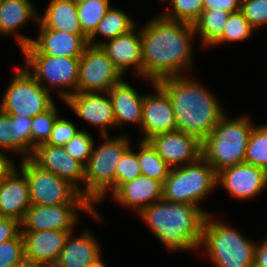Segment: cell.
<instances>
[{
  "mask_svg": "<svg viewBox=\"0 0 267 267\" xmlns=\"http://www.w3.org/2000/svg\"><path fill=\"white\" fill-rule=\"evenodd\" d=\"M140 34L142 76L152 84L165 77L181 76L182 68L191 63L193 24L159 16L150 20Z\"/></svg>",
  "mask_w": 267,
  "mask_h": 267,
  "instance_id": "obj_1",
  "label": "cell"
},
{
  "mask_svg": "<svg viewBox=\"0 0 267 267\" xmlns=\"http://www.w3.org/2000/svg\"><path fill=\"white\" fill-rule=\"evenodd\" d=\"M156 83L170 98L177 130L193 135L201 142L224 116L213 94L182 75L165 77Z\"/></svg>",
  "mask_w": 267,
  "mask_h": 267,
  "instance_id": "obj_2",
  "label": "cell"
},
{
  "mask_svg": "<svg viewBox=\"0 0 267 267\" xmlns=\"http://www.w3.org/2000/svg\"><path fill=\"white\" fill-rule=\"evenodd\" d=\"M152 232L171 250L199 248L207 213L199 206L164 199L139 212Z\"/></svg>",
  "mask_w": 267,
  "mask_h": 267,
  "instance_id": "obj_3",
  "label": "cell"
},
{
  "mask_svg": "<svg viewBox=\"0 0 267 267\" xmlns=\"http://www.w3.org/2000/svg\"><path fill=\"white\" fill-rule=\"evenodd\" d=\"M247 116L228 120L225 115L202 141V157L218 173L220 170L244 163L252 126Z\"/></svg>",
  "mask_w": 267,
  "mask_h": 267,
  "instance_id": "obj_4",
  "label": "cell"
},
{
  "mask_svg": "<svg viewBox=\"0 0 267 267\" xmlns=\"http://www.w3.org/2000/svg\"><path fill=\"white\" fill-rule=\"evenodd\" d=\"M210 219V215H207L200 246L202 243L206 246L211 260L218 267H251L256 244L235 229Z\"/></svg>",
  "mask_w": 267,
  "mask_h": 267,
  "instance_id": "obj_5",
  "label": "cell"
},
{
  "mask_svg": "<svg viewBox=\"0 0 267 267\" xmlns=\"http://www.w3.org/2000/svg\"><path fill=\"white\" fill-rule=\"evenodd\" d=\"M105 142L93 152L84 170V182L86 187L80 191L91 204L103 198L109 188L112 192L116 189V169L124 152L130 147L128 139L121 136L108 139L103 136Z\"/></svg>",
  "mask_w": 267,
  "mask_h": 267,
  "instance_id": "obj_6",
  "label": "cell"
},
{
  "mask_svg": "<svg viewBox=\"0 0 267 267\" xmlns=\"http://www.w3.org/2000/svg\"><path fill=\"white\" fill-rule=\"evenodd\" d=\"M217 184V172L201 157L184 167L172 168L163 182L162 199L197 205Z\"/></svg>",
  "mask_w": 267,
  "mask_h": 267,
  "instance_id": "obj_7",
  "label": "cell"
},
{
  "mask_svg": "<svg viewBox=\"0 0 267 267\" xmlns=\"http://www.w3.org/2000/svg\"><path fill=\"white\" fill-rule=\"evenodd\" d=\"M20 167L27 178L31 204L90 203L74 185L42 169L31 158L22 159Z\"/></svg>",
  "mask_w": 267,
  "mask_h": 267,
  "instance_id": "obj_8",
  "label": "cell"
},
{
  "mask_svg": "<svg viewBox=\"0 0 267 267\" xmlns=\"http://www.w3.org/2000/svg\"><path fill=\"white\" fill-rule=\"evenodd\" d=\"M48 91L25 68H17L16 75L4 94L0 110L6 114L33 118L54 105Z\"/></svg>",
  "mask_w": 267,
  "mask_h": 267,
  "instance_id": "obj_9",
  "label": "cell"
},
{
  "mask_svg": "<svg viewBox=\"0 0 267 267\" xmlns=\"http://www.w3.org/2000/svg\"><path fill=\"white\" fill-rule=\"evenodd\" d=\"M122 74L101 46L88 44L79 59L77 92H108Z\"/></svg>",
  "mask_w": 267,
  "mask_h": 267,
  "instance_id": "obj_10",
  "label": "cell"
},
{
  "mask_svg": "<svg viewBox=\"0 0 267 267\" xmlns=\"http://www.w3.org/2000/svg\"><path fill=\"white\" fill-rule=\"evenodd\" d=\"M83 209L100 219L91 203H64L59 205H34L25 212L20 222L21 232H38L43 230H72L77 220L75 209Z\"/></svg>",
  "mask_w": 267,
  "mask_h": 267,
  "instance_id": "obj_11",
  "label": "cell"
},
{
  "mask_svg": "<svg viewBox=\"0 0 267 267\" xmlns=\"http://www.w3.org/2000/svg\"><path fill=\"white\" fill-rule=\"evenodd\" d=\"M24 54H47L57 57H81L88 45L85 34H72L66 31L40 29L37 40L17 35Z\"/></svg>",
  "mask_w": 267,
  "mask_h": 267,
  "instance_id": "obj_12",
  "label": "cell"
},
{
  "mask_svg": "<svg viewBox=\"0 0 267 267\" xmlns=\"http://www.w3.org/2000/svg\"><path fill=\"white\" fill-rule=\"evenodd\" d=\"M24 67L41 85L48 82L51 86L74 87L77 92V80L80 57H57L47 54H24ZM33 68V73L29 70ZM29 68V69H28Z\"/></svg>",
  "mask_w": 267,
  "mask_h": 267,
  "instance_id": "obj_13",
  "label": "cell"
},
{
  "mask_svg": "<svg viewBox=\"0 0 267 267\" xmlns=\"http://www.w3.org/2000/svg\"><path fill=\"white\" fill-rule=\"evenodd\" d=\"M157 154L172 168L194 163L202 157V142L180 130L159 133L147 140Z\"/></svg>",
  "mask_w": 267,
  "mask_h": 267,
  "instance_id": "obj_14",
  "label": "cell"
},
{
  "mask_svg": "<svg viewBox=\"0 0 267 267\" xmlns=\"http://www.w3.org/2000/svg\"><path fill=\"white\" fill-rule=\"evenodd\" d=\"M105 94L106 97L99 92H59L78 117L101 127L102 136L108 135L107 126L116 125L111 98L108 92Z\"/></svg>",
  "mask_w": 267,
  "mask_h": 267,
  "instance_id": "obj_15",
  "label": "cell"
},
{
  "mask_svg": "<svg viewBox=\"0 0 267 267\" xmlns=\"http://www.w3.org/2000/svg\"><path fill=\"white\" fill-rule=\"evenodd\" d=\"M72 230H43L21 232L27 263L40 267H54Z\"/></svg>",
  "mask_w": 267,
  "mask_h": 267,
  "instance_id": "obj_16",
  "label": "cell"
},
{
  "mask_svg": "<svg viewBox=\"0 0 267 267\" xmlns=\"http://www.w3.org/2000/svg\"><path fill=\"white\" fill-rule=\"evenodd\" d=\"M155 95L144 96L142 107L141 127L145 134L143 141L152 136L177 130L175 113L167 93L157 84L153 83Z\"/></svg>",
  "mask_w": 267,
  "mask_h": 267,
  "instance_id": "obj_17",
  "label": "cell"
},
{
  "mask_svg": "<svg viewBox=\"0 0 267 267\" xmlns=\"http://www.w3.org/2000/svg\"><path fill=\"white\" fill-rule=\"evenodd\" d=\"M218 183L223 184L234 197L248 199L267 186V172L250 164H236L217 173Z\"/></svg>",
  "mask_w": 267,
  "mask_h": 267,
  "instance_id": "obj_18",
  "label": "cell"
},
{
  "mask_svg": "<svg viewBox=\"0 0 267 267\" xmlns=\"http://www.w3.org/2000/svg\"><path fill=\"white\" fill-rule=\"evenodd\" d=\"M31 159L42 169L55 173L80 191L77 181H84L85 167L71 157L63 146L41 144L35 149Z\"/></svg>",
  "mask_w": 267,
  "mask_h": 267,
  "instance_id": "obj_19",
  "label": "cell"
},
{
  "mask_svg": "<svg viewBox=\"0 0 267 267\" xmlns=\"http://www.w3.org/2000/svg\"><path fill=\"white\" fill-rule=\"evenodd\" d=\"M17 172L14 168L0 183V217L21 222L31 201L27 178Z\"/></svg>",
  "mask_w": 267,
  "mask_h": 267,
  "instance_id": "obj_20",
  "label": "cell"
},
{
  "mask_svg": "<svg viewBox=\"0 0 267 267\" xmlns=\"http://www.w3.org/2000/svg\"><path fill=\"white\" fill-rule=\"evenodd\" d=\"M134 31L135 28L108 42L94 43V46L102 47L122 75L131 65L137 66V72L142 75L141 34L136 35Z\"/></svg>",
  "mask_w": 267,
  "mask_h": 267,
  "instance_id": "obj_21",
  "label": "cell"
},
{
  "mask_svg": "<svg viewBox=\"0 0 267 267\" xmlns=\"http://www.w3.org/2000/svg\"><path fill=\"white\" fill-rule=\"evenodd\" d=\"M163 184L155 179L139 176L133 181L120 184L114 191V198L126 206L142 209L162 199Z\"/></svg>",
  "mask_w": 267,
  "mask_h": 267,
  "instance_id": "obj_22",
  "label": "cell"
},
{
  "mask_svg": "<svg viewBox=\"0 0 267 267\" xmlns=\"http://www.w3.org/2000/svg\"><path fill=\"white\" fill-rule=\"evenodd\" d=\"M69 232L54 267H95L101 262L98 243L89 232L72 239ZM71 237V239H70Z\"/></svg>",
  "mask_w": 267,
  "mask_h": 267,
  "instance_id": "obj_23",
  "label": "cell"
},
{
  "mask_svg": "<svg viewBox=\"0 0 267 267\" xmlns=\"http://www.w3.org/2000/svg\"><path fill=\"white\" fill-rule=\"evenodd\" d=\"M108 94L112 101L116 125L122 122H135L141 126L144 96H139L124 81L115 84Z\"/></svg>",
  "mask_w": 267,
  "mask_h": 267,
  "instance_id": "obj_24",
  "label": "cell"
},
{
  "mask_svg": "<svg viewBox=\"0 0 267 267\" xmlns=\"http://www.w3.org/2000/svg\"><path fill=\"white\" fill-rule=\"evenodd\" d=\"M40 29L84 34L77 15V5L70 0H51L43 17H39Z\"/></svg>",
  "mask_w": 267,
  "mask_h": 267,
  "instance_id": "obj_25",
  "label": "cell"
},
{
  "mask_svg": "<svg viewBox=\"0 0 267 267\" xmlns=\"http://www.w3.org/2000/svg\"><path fill=\"white\" fill-rule=\"evenodd\" d=\"M30 17L39 21L30 0H3L0 6V33L7 35L15 31L17 27L25 25Z\"/></svg>",
  "mask_w": 267,
  "mask_h": 267,
  "instance_id": "obj_26",
  "label": "cell"
},
{
  "mask_svg": "<svg viewBox=\"0 0 267 267\" xmlns=\"http://www.w3.org/2000/svg\"><path fill=\"white\" fill-rule=\"evenodd\" d=\"M229 12L220 9H205L193 23L194 32H199L204 45L212 46L222 35Z\"/></svg>",
  "mask_w": 267,
  "mask_h": 267,
  "instance_id": "obj_27",
  "label": "cell"
},
{
  "mask_svg": "<svg viewBox=\"0 0 267 267\" xmlns=\"http://www.w3.org/2000/svg\"><path fill=\"white\" fill-rule=\"evenodd\" d=\"M135 27L134 22L123 11L110 8L99 22L95 31L88 37V44L94 46V36L100 34L110 40L124 34Z\"/></svg>",
  "mask_w": 267,
  "mask_h": 267,
  "instance_id": "obj_28",
  "label": "cell"
},
{
  "mask_svg": "<svg viewBox=\"0 0 267 267\" xmlns=\"http://www.w3.org/2000/svg\"><path fill=\"white\" fill-rule=\"evenodd\" d=\"M140 152L137 160L143 176L155 179L163 184L168 177L172 167H170L152 147L148 141L141 140Z\"/></svg>",
  "mask_w": 267,
  "mask_h": 267,
  "instance_id": "obj_29",
  "label": "cell"
},
{
  "mask_svg": "<svg viewBox=\"0 0 267 267\" xmlns=\"http://www.w3.org/2000/svg\"><path fill=\"white\" fill-rule=\"evenodd\" d=\"M111 8L109 0H88L77 5V15L83 33L89 37Z\"/></svg>",
  "mask_w": 267,
  "mask_h": 267,
  "instance_id": "obj_30",
  "label": "cell"
},
{
  "mask_svg": "<svg viewBox=\"0 0 267 267\" xmlns=\"http://www.w3.org/2000/svg\"><path fill=\"white\" fill-rule=\"evenodd\" d=\"M244 163L257 166L267 172V124L253 127L248 139Z\"/></svg>",
  "mask_w": 267,
  "mask_h": 267,
  "instance_id": "obj_31",
  "label": "cell"
},
{
  "mask_svg": "<svg viewBox=\"0 0 267 267\" xmlns=\"http://www.w3.org/2000/svg\"><path fill=\"white\" fill-rule=\"evenodd\" d=\"M253 29L240 10L232 12L227 18L221 37L213 45L226 41H242L251 36Z\"/></svg>",
  "mask_w": 267,
  "mask_h": 267,
  "instance_id": "obj_32",
  "label": "cell"
},
{
  "mask_svg": "<svg viewBox=\"0 0 267 267\" xmlns=\"http://www.w3.org/2000/svg\"><path fill=\"white\" fill-rule=\"evenodd\" d=\"M55 104L45 111L32 118L31 125V137H32V155L35 149L41 145L47 143L53 126L58 118Z\"/></svg>",
  "mask_w": 267,
  "mask_h": 267,
  "instance_id": "obj_33",
  "label": "cell"
},
{
  "mask_svg": "<svg viewBox=\"0 0 267 267\" xmlns=\"http://www.w3.org/2000/svg\"><path fill=\"white\" fill-rule=\"evenodd\" d=\"M170 3L173 12L163 15L170 20L193 24L204 11V0H170Z\"/></svg>",
  "mask_w": 267,
  "mask_h": 267,
  "instance_id": "obj_34",
  "label": "cell"
},
{
  "mask_svg": "<svg viewBox=\"0 0 267 267\" xmlns=\"http://www.w3.org/2000/svg\"><path fill=\"white\" fill-rule=\"evenodd\" d=\"M63 147L71 157L76 159L85 167L93 152L94 142L88 133L79 130L76 135L71 138ZM85 160L87 161L86 164H84Z\"/></svg>",
  "mask_w": 267,
  "mask_h": 267,
  "instance_id": "obj_35",
  "label": "cell"
},
{
  "mask_svg": "<svg viewBox=\"0 0 267 267\" xmlns=\"http://www.w3.org/2000/svg\"><path fill=\"white\" fill-rule=\"evenodd\" d=\"M25 262L21 233L16 238L0 244V267H19Z\"/></svg>",
  "mask_w": 267,
  "mask_h": 267,
  "instance_id": "obj_36",
  "label": "cell"
},
{
  "mask_svg": "<svg viewBox=\"0 0 267 267\" xmlns=\"http://www.w3.org/2000/svg\"><path fill=\"white\" fill-rule=\"evenodd\" d=\"M141 168L137 160V153H133L129 147L123 154L116 169V188L122 183L133 181L141 176Z\"/></svg>",
  "mask_w": 267,
  "mask_h": 267,
  "instance_id": "obj_37",
  "label": "cell"
},
{
  "mask_svg": "<svg viewBox=\"0 0 267 267\" xmlns=\"http://www.w3.org/2000/svg\"><path fill=\"white\" fill-rule=\"evenodd\" d=\"M15 120V130L17 138V151L22 153H28L25 158L32 157V137H31V125L32 118L18 115L8 114ZM31 151V152H30Z\"/></svg>",
  "mask_w": 267,
  "mask_h": 267,
  "instance_id": "obj_38",
  "label": "cell"
},
{
  "mask_svg": "<svg viewBox=\"0 0 267 267\" xmlns=\"http://www.w3.org/2000/svg\"><path fill=\"white\" fill-rule=\"evenodd\" d=\"M240 11L254 29L267 24V0H241Z\"/></svg>",
  "mask_w": 267,
  "mask_h": 267,
  "instance_id": "obj_39",
  "label": "cell"
},
{
  "mask_svg": "<svg viewBox=\"0 0 267 267\" xmlns=\"http://www.w3.org/2000/svg\"><path fill=\"white\" fill-rule=\"evenodd\" d=\"M79 130L76 129L73 123L68 120L56 119V122L51 131V135L46 144L54 146H64L73 138Z\"/></svg>",
  "mask_w": 267,
  "mask_h": 267,
  "instance_id": "obj_40",
  "label": "cell"
},
{
  "mask_svg": "<svg viewBox=\"0 0 267 267\" xmlns=\"http://www.w3.org/2000/svg\"><path fill=\"white\" fill-rule=\"evenodd\" d=\"M0 148L17 151L15 120L0 110Z\"/></svg>",
  "mask_w": 267,
  "mask_h": 267,
  "instance_id": "obj_41",
  "label": "cell"
},
{
  "mask_svg": "<svg viewBox=\"0 0 267 267\" xmlns=\"http://www.w3.org/2000/svg\"><path fill=\"white\" fill-rule=\"evenodd\" d=\"M19 225L16 219L0 217V244L16 238L21 233Z\"/></svg>",
  "mask_w": 267,
  "mask_h": 267,
  "instance_id": "obj_42",
  "label": "cell"
},
{
  "mask_svg": "<svg viewBox=\"0 0 267 267\" xmlns=\"http://www.w3.org/2000/svg\"><path fill=\"white\" fill-rule=\"evenodd\" d=\"M241 0H204L205 9H220L229 13L240 10Z\"/></svg>",
  "mask_w": 267,
  "mask_h": 267,
  "instance_id": "obj_43",
  "label": "cell"
},
{
  "mask_svg": "<svg viewBox=\"0 0 267 267\" xmlns=\"http://www.w3.org/2000/svg\"><path fill=\"white\" fill-rule=\"evenodd\" d=\"M254 264L267 267V240L261 246L256 245Z\"/></svg>",
  "mask_w": 267,
  "mask_h": 267,
  "instance_id": "obj_44",
  "label": "cell"
},
{
  "mask_svg": "<svg viewBox=\"0 0 267 267\" xmlns=\"http://www.w3.org/2000/svg\"><path fill=\"white\" fill-rule=\"evenodd\" d=\"M14 168L13 161L0 151V183Z\"/></svg>",
  "mask_w": 267,
  "mask_h": 267,
  "instance_id": "obj_45",
  "label": "cell"
},
{
  "mask_svg": "<svg viewBox=\"0 0 267 267\" xmlns=\"http://www.w3.org/2000/svg\"><path fill=\"white\" fill-rule=\"evenodd\" d=\"M19 267H40V266L33 265V264H30V263L25 262L23 265H21Z\"/></svg>",
  "mask_w": 267,
  "mask_h": 267,
  "instance_id": "obj_46",
  "label": "cell"
},
{
  "mask_svg": "<svg viewBox=\"0 0 267 267\" xmlns=\"http://www.w3.org/2000/svg\"><path fill=\"white\" fill-rule=\"evenodd\" d=\"M70 1H72L74 4L78 5V4L86 2L88 0H70Z\"/></svg>",
  "mask_w": 267,
  "mask_h": 267,
  "instance_id": "obj_47",
  "label": "cell"
},
{
  "mask_svg": "<svg viewBox=\"0 0 267 267\" xmlns=\"http://www.w3.org/2000/svg\"><path fill=\"white\" fill-rule=\"evenodd\" d=\"M95 267H105V265L103 264V262L101 261L97 266Z\"/></svg>",
  "mask_w": 267,
  "mask_h": 267,
  "instance_id": "obj_48",
  "label": "cell"
},
{
  "mask_svg": "<svg viewBox=\"0 0 267 267\" xmlns=\"http://www.w3.org/2000/svg\"><path fill=\"white\" fill-rule=\"evenodd\" d=\"M251 267H260V266H258V265H256V264H253Z\"/></svg>",
  "mask_w": 267,
  "mask_h": 267,
  "instance_id": "obj_49",
  "label": "cell"
}]
</instances>
